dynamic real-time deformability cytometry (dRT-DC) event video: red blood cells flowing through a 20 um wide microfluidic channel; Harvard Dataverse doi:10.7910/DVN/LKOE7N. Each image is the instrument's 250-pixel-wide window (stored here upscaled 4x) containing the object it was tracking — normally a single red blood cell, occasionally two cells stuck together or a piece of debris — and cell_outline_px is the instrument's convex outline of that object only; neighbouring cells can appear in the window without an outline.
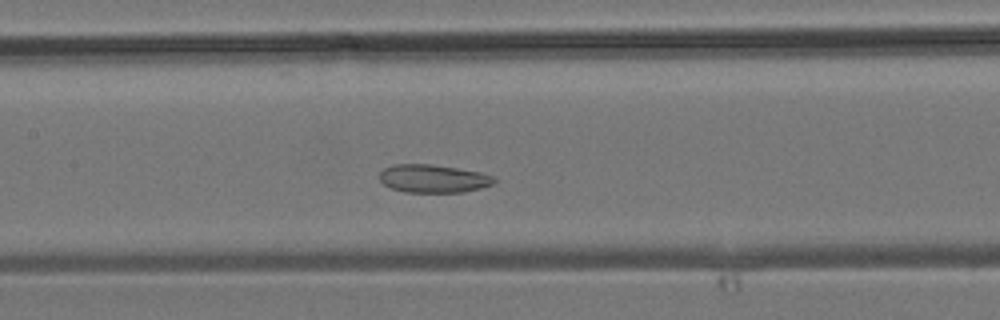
{"species": "common noctule bat (a hibernating species)", "species_latin": "Nyctalus noctula", "temperature_condition": "room temperature", "stored_images_in_passage": 32, "camera_frame_rate_fps": 3000, "um_per_image_px": 0.085, "animal": {"sex": "male", "body_mass_g": 19.2, "forearm_length_mm": 51.8}, "frame": {"image": 1, "passage_image": 16, "time_ms": 5.0, "image_size_px": [1000, 320], "cell_outline_px": [[496, 184], [464, 192], [404, 192], [392, 188], [384, 184], [380, 180], [380, 172], [384, 168], [392, 164], [428, 164], [456, 168], [480, 172], [496, 176]], "centroid_in_image_um": [36.86, 15.18], "position_along_channel_um": 170.5, "area_um2": 18.84}}
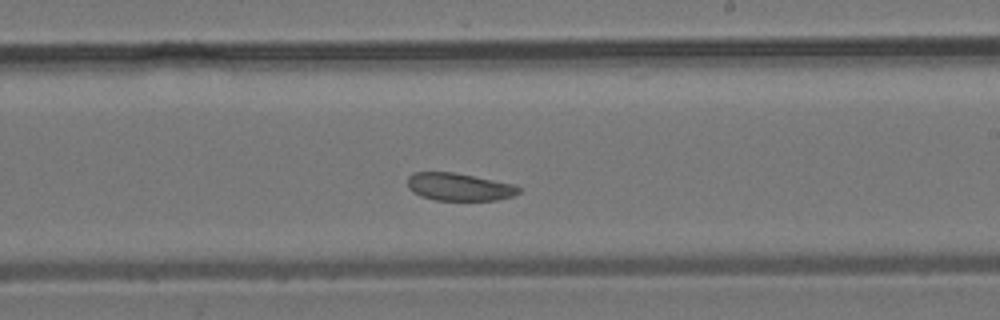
{"frame": {"image": 2, "passage_image": 21, "time_ms": 6.667, "image_size_px": [1000, 320], "cell_outline_px": [[520, 192], [512, 196], [496, 200], [436, 200], [420, 196], [412, 192], [408, 188], [408, 176], [412, 172], [452, 172], [516, 184], [520, 188]], "centroid_in_image_um": [39.01, 15.88], "position_along_channel_um": 250.0, "area_um2": 17.98}}
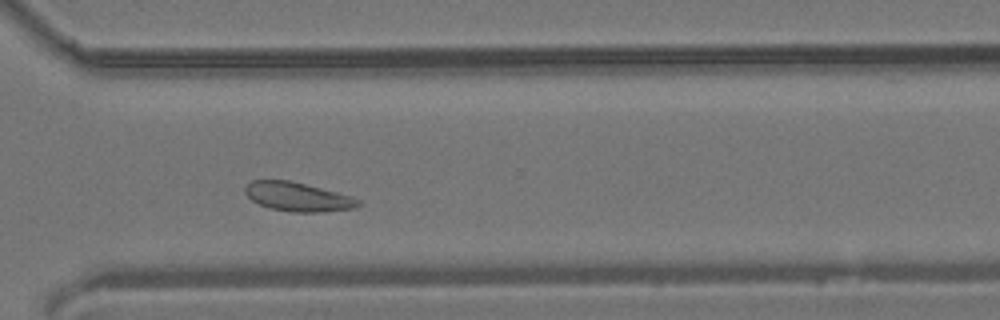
{"frame": {"image": 3, "passage_image": 27, "time_ms": 8.667, "image_size_px": [1000, 320], "cell_outline_px": [[364, 204], [356, 208], [324, 212], [292, 212], [272, 208], [260, 204], [252, 200], [244, 192], [244, 188], [252, 180], [292, 180], [352, 196], [360, 200]], "centroid_in_image_um": [25.37, 16.73], "position_along_channel_um": 345.2, "area_um2": 19.25}}